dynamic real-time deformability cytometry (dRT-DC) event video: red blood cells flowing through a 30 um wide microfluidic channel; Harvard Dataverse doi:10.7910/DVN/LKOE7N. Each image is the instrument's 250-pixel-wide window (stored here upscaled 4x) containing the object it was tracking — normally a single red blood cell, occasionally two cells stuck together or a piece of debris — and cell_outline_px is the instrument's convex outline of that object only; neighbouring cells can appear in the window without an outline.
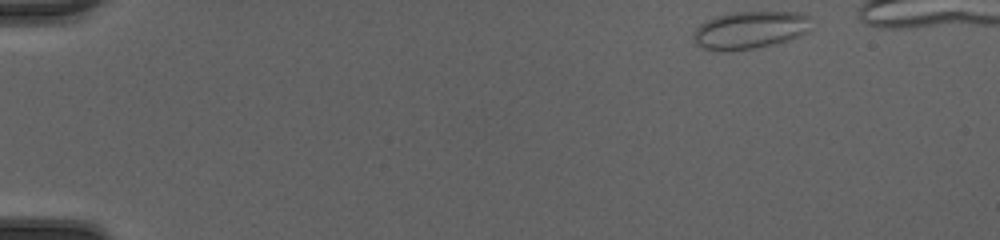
{"species": "common noctule bat (a hibernating species)", "species_latin": "Nyctalus noctula", "temperature_condition": "cold", "stored_images_in_passage": 41, "camera_frame_rate_fps": 3000, "um_per_image_px": 0.085, "animal": {"sex": "female", "body_mass_g": 20.0, "forearm_length_mm": 54.0}, "frame": {"image": 1, "passage_image": 1, "time_ms": 0.0, "image_size_px": [1000, 240], "cell_outline_px": [[812, 16], [808, 32], [800, 36], [772, 44], [756, 48], [724, 52], [720, 52], [704, 48], [696, 44], [692, 36], [692, 32], [700, 24], [716, 16], [728, 12], [800, 12]], "centroid_in_image_um": [63.74, 2.55], "position_along_channel_um": 21.3, "area_um2": 26.13}}
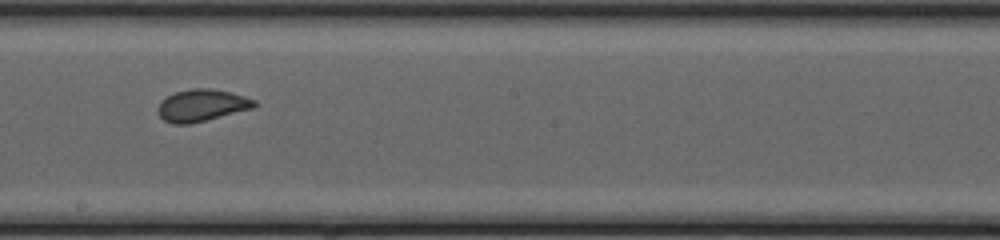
{"frame": {"image": 2, "passage_image": 24, "time_ms": 7.667, "image_size_px": [1000, 240], "cell_outline_px": [[260, 104], [256, 108], [188, 124], [172, 124], [164, 120], [156, 112], [156, 108], [160, 100], [176, 92], [192, 88], [212, 88], [232, 92], [256, 100]], "centroid_in_image_um": [17.18, 8.95], "position_along_channel_um": 231.0, "area_um2": 18.32}}
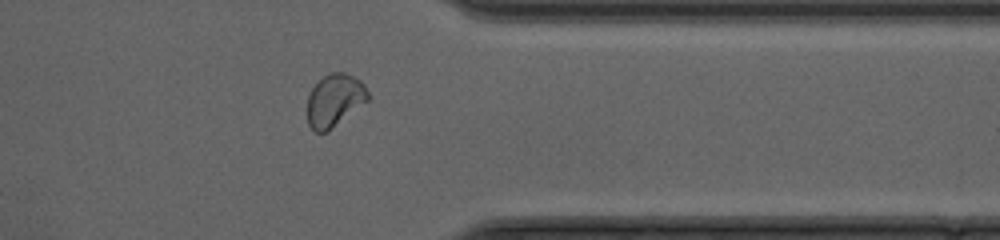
{"frame": {"image": 3, "passage_image": 35, "time_ms": 11.333, "image_size_px": [1000, 240], "cell_outline_px": [[372, 96], [368, 100], [328, 132], [316, 132], [308, 124], [308, 96], [312, 88], [324, 76], [332, 72], [344, 72], [360, 80], [364, 84]], "centroid_in_image_um": [28.47, 8.53], "position_along_channel_um": 382.9, "area_um2": 18.55}}